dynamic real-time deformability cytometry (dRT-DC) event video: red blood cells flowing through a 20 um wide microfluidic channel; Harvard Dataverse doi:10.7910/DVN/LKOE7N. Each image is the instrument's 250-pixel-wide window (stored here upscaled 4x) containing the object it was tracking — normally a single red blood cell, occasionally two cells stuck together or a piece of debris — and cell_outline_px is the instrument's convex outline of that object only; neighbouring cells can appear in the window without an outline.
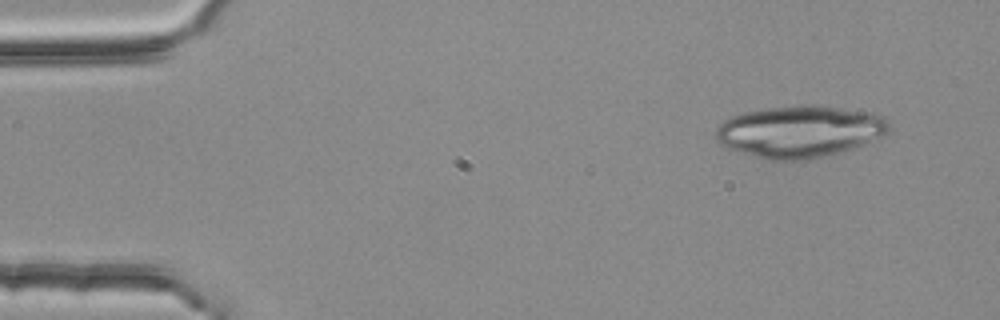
{"species": "common noctule bat (a hibernating species)", "species_latin": "Nyctalus noctula", "temperature_condition": "room temperature", "stored_images_in_passage": 3, "camera_frame_rate_fps": 3000, "um_per_image_px": 0.085, "animal": {"sex": "female", "body_mass_g": 25.1}, "frame": {"image": 1, "passage_image": 1, "time_ms": 0.0, "image_size_px": [1000, 320], "cell_outline_px": [[888, 132], [856, 148], [824, 156], [800, 160], [772, 160], [756, 156], [728, 148], [720, 144], [716, 140], [716, 128], [724, 120], [732, 116], [744, 112], [768, 108], [812, 104], [820, 104], [872, 112], [884, 116], [888, 120]], "centroid_in_image_um": [68.0, 11.16], "position_along_channel_um": 17.0, "area_um2": 52.31}}